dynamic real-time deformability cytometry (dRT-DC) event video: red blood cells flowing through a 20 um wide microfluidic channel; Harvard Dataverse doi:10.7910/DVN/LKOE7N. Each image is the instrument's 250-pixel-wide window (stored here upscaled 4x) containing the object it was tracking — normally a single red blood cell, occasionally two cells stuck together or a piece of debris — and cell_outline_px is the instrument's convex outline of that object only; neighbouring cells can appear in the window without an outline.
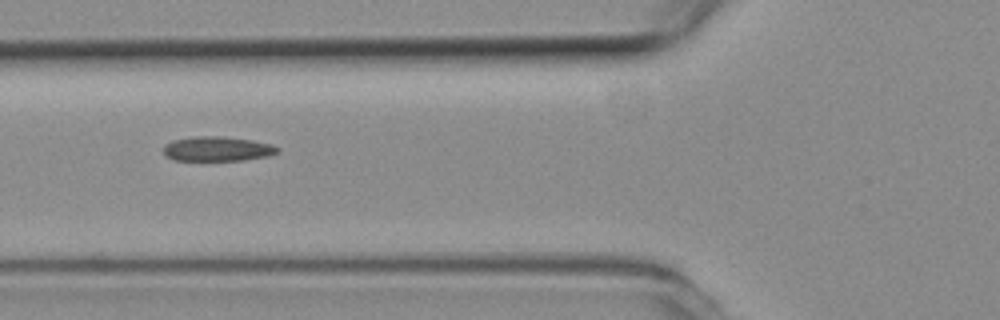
{"species": "common noctule bat (a hibernating species)", "species_latin": "Nyctalus noctula", "temperature_condition": "room temperature", "stored_images_in_passage": 7, "camera_frame_rate_fps": 3000, "um_per_image_px": 0.085, "animal": {"sex": "female", "body_mass_g": 19.3, "forearm_length_mm": 54.1}, "frame": {"image": 1, "passage_image": 5, "time_ms": 1.333, "image_size_px": [1000, 320], "cell_outline_px": [[280, 152], [268, 156], [244, 160], [172, 160], [164, 152], [164, 144], [172, 140], [192, 136], [224, 136], [252, 140], [272, 144], [280, 148]], "centroid_in_image_um": [18.5, 12.64], "position_along_channel_um": 107.3, "area_um2": 16.53}}
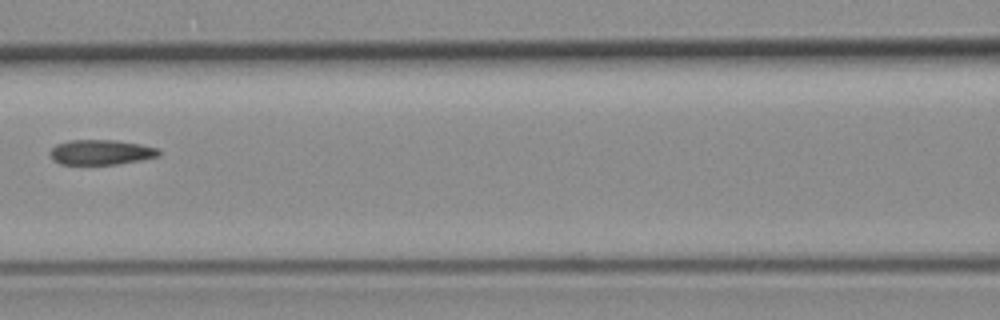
{"frame": {"image": 2, "passage_image": 6, "time_ms": 1.667, "image_size_px": [1000, 320], "cell_outline_px": [[160, 156], [140, 160], [116, 164], [60, 164], [52, 160], [48, 152], [56, 144], [68, 140], [116, 140], [140, 144], [160, 148]], "centroid_in_image_um": [8.57, 12.93], "position_along_channel_um": 158.0, "area_um2": 16.01}}
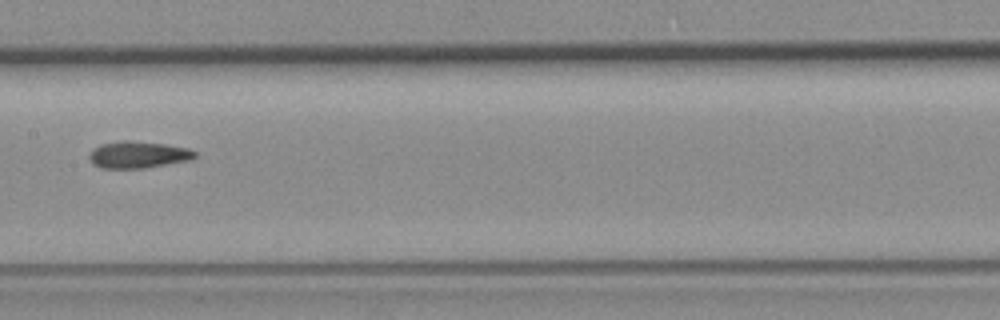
{"frame": {"image": 3, "passage_image": 7, "time_ms": 2.0, "image_size_px": [1000, 320], "cell_outline_px": [[196, 156], [192, 160], [144, 168], [100, 168], [92, 164], [88, 160], [88, 156], [100, 144], [120, 140], [128, 140], [164, 144], [188, 148], [196, 152]], "centroid_in_image_um": [11.73, 13.15], "position_along_channel_um": 195.7, "area_um2": 16.59}}